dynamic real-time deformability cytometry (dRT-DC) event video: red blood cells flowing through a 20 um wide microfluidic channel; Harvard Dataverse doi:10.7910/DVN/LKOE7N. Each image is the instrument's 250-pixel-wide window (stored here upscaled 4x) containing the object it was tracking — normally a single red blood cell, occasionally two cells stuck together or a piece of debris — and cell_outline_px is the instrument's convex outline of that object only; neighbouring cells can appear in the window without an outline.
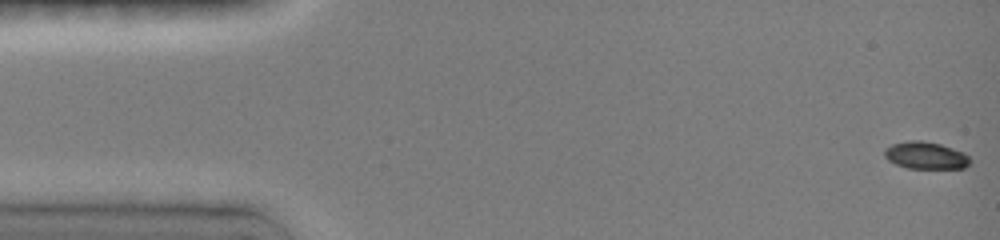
{"species": "common noctule bat (a hibernating species)", "species_latin": "Nyctalus noctula", "temperature_condition": "room temperature", "stored_images_in_passage": 14, "camera_frame_rate_fps": 3000, "um_per_image_px": 0.085, "animal": {"sex": "female", "body_mass_g": 19.0, "forearm_length_mm": 51.5}, "frame": {"image": 1, "passage_image": 1, "time_ms": 0.0, "image_size_px": [1000, 240], "cell_outline_px": [[972, 160], [964, 168], [908, 168], [896, 164], [888, 160], [884, 156], [884, 148], [892, 144], [908, 140], [920, 140], [940, 144], [964, 152]], "centroid_in_image_um": [78.67, 13.2], "position_along_channel_um": 6.3, "area_um2": 13.58}}
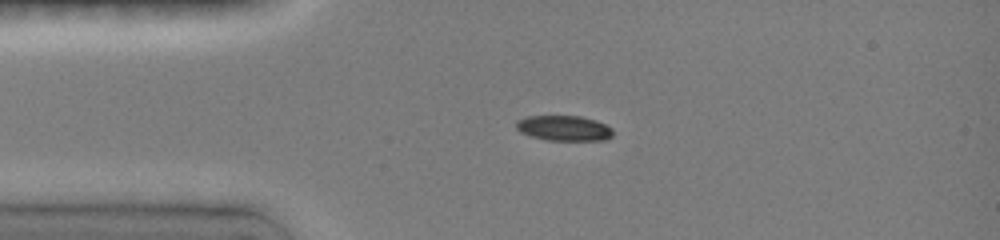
{"frame": {"image": 2, "passage_image": 9, "time_ms": 3.333, "image_size_px": [1000, 240], "cell_outline_px": [[612, 136], [604, 140], [548, 140], [532, 136], [520, 132], [516, 128], [516, 120], [524, 116], [580, 116], [596, 120], [612, 128]], "centroid_in_image_um": [47.91, 10.88], "position_along_channel_um": 37.1, "area_um2": 14.22}}
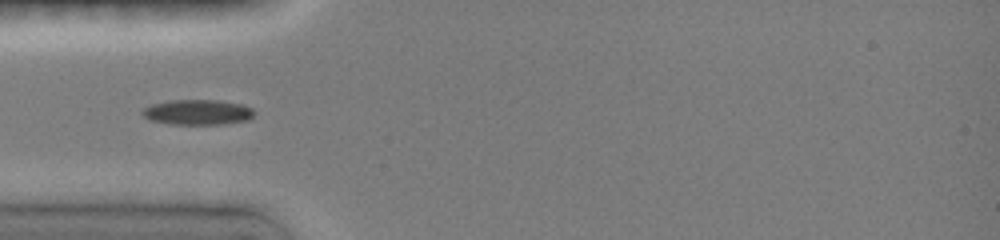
{"frame": {"image": 3, "passage_image": 12, "time_ms": 4.667, "image_size_px": [1000, 240], "cell_outline_px": [[256, 112], [248, 120], [224, 124], [168, 124], [148, 120], [140, 112], [144, 108], [152, 104], [172, 100], [216, 100], [240, 104], [252, 108]], "centroid_in_image_um": [16.78, 9.54], "position_along_channel_um": 68.2, "area_um2": 16.47}}